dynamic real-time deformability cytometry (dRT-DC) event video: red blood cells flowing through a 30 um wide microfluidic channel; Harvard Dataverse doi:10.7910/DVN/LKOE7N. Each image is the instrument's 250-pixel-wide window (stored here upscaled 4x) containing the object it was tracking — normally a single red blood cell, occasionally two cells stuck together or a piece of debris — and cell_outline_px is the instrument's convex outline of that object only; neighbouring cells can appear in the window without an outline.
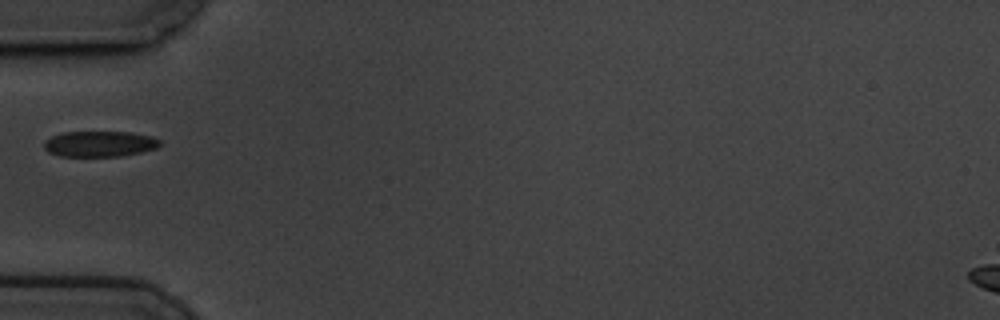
{"species": "common noctule bat (a hibernating species)", "species_latin": "Nyctalus noctula", "temperature_condition": "cold", "stored_images_in_passage": 40, "camera_frame_rate_fps": 3000, "um_per_image_px": 0.085, "animal": {"sex": "male", "body_mass_g": 19.5, "forearm_length_mm": 54.6}, "frame": {"image": 1, "passage_image": 1, "time_ms": 0.0, "image_size_px": [1000, 320], "cell_outline_px": [[160, 144], [156, 148], [140, 152], [120, 156], [60, 156], [48, 152], [44, 148], [44, 140], [52, 136], [64, 132], [132, 132], [152, 136], [160, 140]], "centroid_in_image_um": [8.45, 12.22], "position_along_channel_um": 76.5, "area_um2": 17.34}}
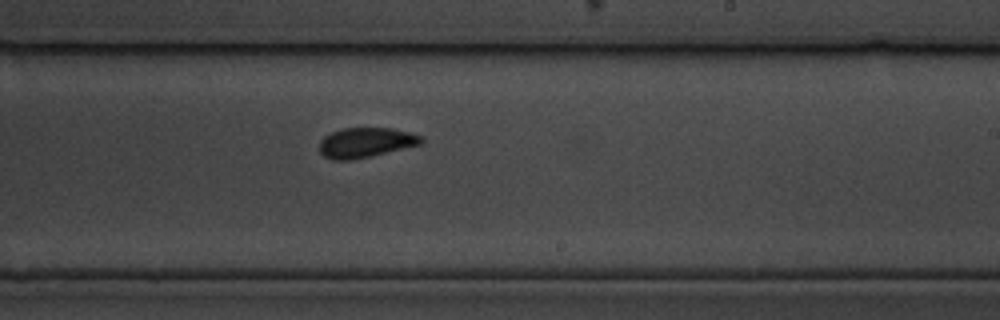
{"frame": {"image": 2, "passage_image": 17, "time_ms": 5.333, "image_size_px": [1000, 320], "cell_outline_px": [[424, 140], [420, 144], [372, 156], [352, 160], [332, 160], [324, 156], [320, 152], [320, 140], [324, 136], [340, 128], [392, 128], [424, 136]], "centroid_in_image_um": [31.08, 12.11], "position_along_channel_um": 257.9, "area_um2": 17.8}}
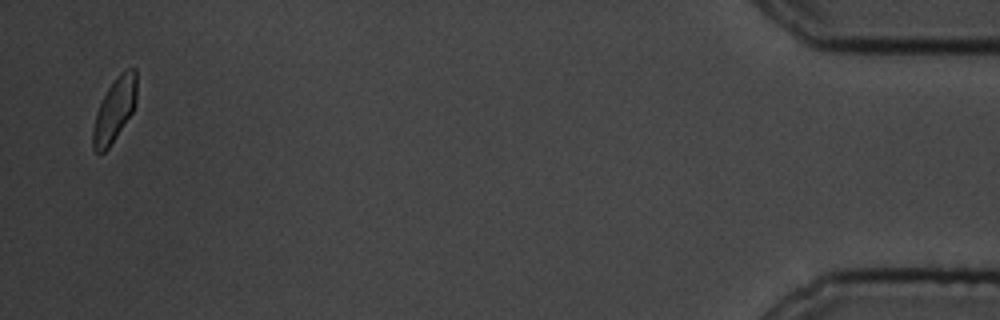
{"frame": {"image": 3, "passage_image": 39, "time_ms": 12.667, "image_size_px": [1000, 320], "cell_outline_px": [[136, 104], [132, 112], [108, 148], [100, 156], [92, 148], [92, 128], [96, 112], [108, 88], [116, 76], [120, 72], [128, 68], [136, 68]], "centroid_in_image_um": [9.72, 9.35], "position_along_channel_um": 425.5, "area_um2": 16.24}}